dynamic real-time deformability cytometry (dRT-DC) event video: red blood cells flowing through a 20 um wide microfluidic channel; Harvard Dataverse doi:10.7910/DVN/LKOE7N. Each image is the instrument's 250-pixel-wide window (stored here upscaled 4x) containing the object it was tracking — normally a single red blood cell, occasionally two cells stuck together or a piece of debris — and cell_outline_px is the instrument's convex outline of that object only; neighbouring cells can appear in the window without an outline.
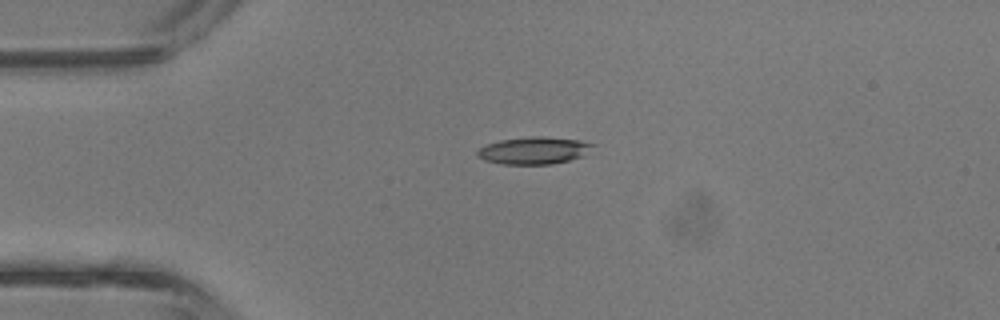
{"species": "common noctule bat (a hibernating species)", "species_latin": "Nyctalus noctula", "temperature_condition": "room temperature", "stored_images_in_passage": 33, "camera_frame_rate_fps": 3000, "um_per_image_px": 0.085, "animal": {"sex": "male", "body_mass_g": 13.3}, "frame": {"image": 1, "passage_image": 1, "time_ms": 0.0, "image_size_px": [1000, 320], "cell_outline_px": [[596, 144], [584, 156], [552, 164], [504, 164], [484, 160], [476, 156], [476, 152], [480, 148], [488, 144], [500, 140], [532, 136], [540, 136], [580, 140]], "centroid_in_image_um": [45.4, 12.79], "position_along_channel_um": 39.6, "area_um2": 18.26}}
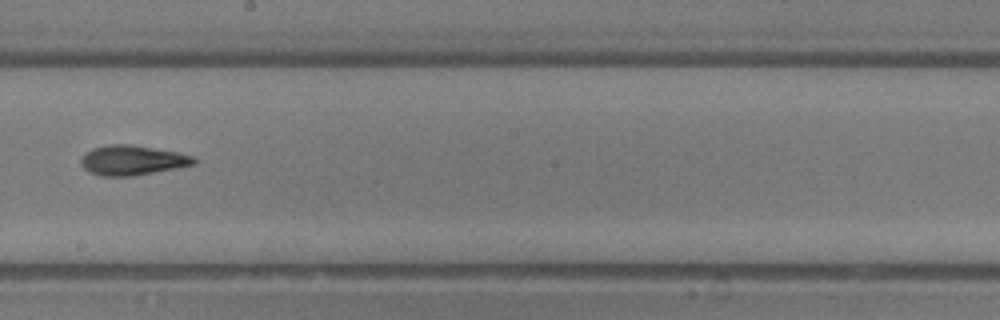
{"frame": {"image": 2, "passage_image": 15, "time_ms": 4.667, "image_size_px": [1000, 320], "cell_outline_px": [[196, 164], [176, 168], [132, 176], [100, 176], [88, 172], [80, 164], [80, 160], [92, 148], [108, 144], [128, 144], [176, 152], [192, 156], [196, 160]], "centroid_in_image_um": [11.21, 13.63], "position_along_channel_um": 237.0, "area_um2": 19.42}}
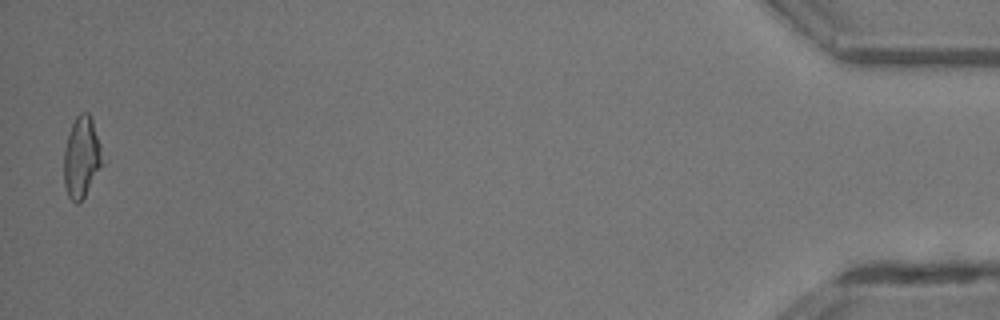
{"frame": {"image": 3, "passage_image": 33, "time_ms": 10.667, "image_size_px": [1000, 320], "cell_outline_px": [[104, 164], [84, 196], [76, 204], [68, 196], [64, 184], [64, 148], [72, 124], [76, 116], [80, 112], [88, 112], [92, 120], [100, 144]], "centroid_in_image_um": [6.94, 13.36], "position_along_channel_um": 428.3, "area_um2": 18.09}, "authors_computed_cell_mechanics": {"area_um2": 18.6116, "velocity_mm_per_s": 4.8311, "shape_relaxation_time_tau1_ms": 3.602, "shape_relaxation_time_tau2_ms": 3.1436, "deformation_change_tau1": 0.1786, "deformation_change_tau2": 0.1163}}